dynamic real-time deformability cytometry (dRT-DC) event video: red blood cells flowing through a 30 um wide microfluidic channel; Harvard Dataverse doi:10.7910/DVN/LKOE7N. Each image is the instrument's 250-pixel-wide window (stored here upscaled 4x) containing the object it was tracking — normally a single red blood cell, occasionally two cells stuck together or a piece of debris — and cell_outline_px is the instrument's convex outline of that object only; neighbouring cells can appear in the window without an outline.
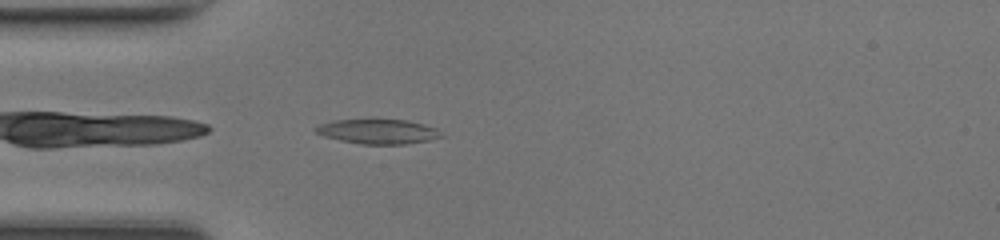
{"species": "common noctule bat (a hibernating species)", "species_latin": "Nyctalus noctula", "temperature_condition": "room temperature", "stored_images_in_passage": 35, "camera_frame_rate_fps": 3000, "um_per_image_px": 0.085, "animal": {"sex": "female", "body_mass_g": 17.0, "forearm_length_mm": 48.0}, "frame": {"image": 1, "passage_image": 1, "time_ms": 0.0, "image_size_px": [1000, 240], "cell_outline_px": [[444, 136], [428, 140], [404, 144], [360, 144], [340, 140], [324, 136], [316, 132], [312, 128], [320, 124], [332, 120], [372, 116], [408, 120], [424, 124], [436, 128]], "centroid_in_image_um": [32.08, 11.11], "position_along_channel_um": 52.9, "area_um2": 19.02}}
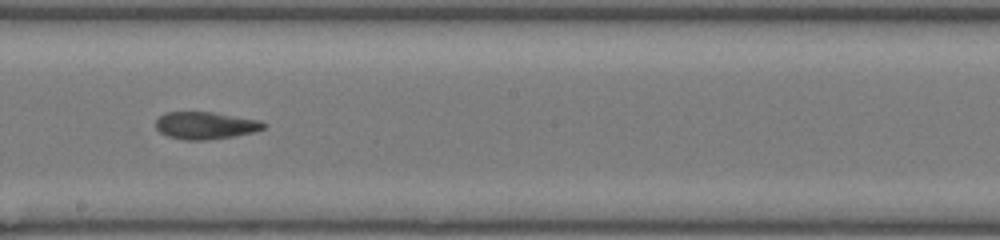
{"frame": {"image": 2, "passage_image": 14, "time_ms": 4.333, "image_size_px": [1000, 240], "cell_outline_px": [[268, 124], [264, 128], [252, 132], [232, 136], [208, 140], [184, 140], [168, 136], [160, 132], [156, 128], [156, 120], [160, 116], [168, 112], [216, 112], [260, 120]], "centroid_in_image_um": [17.48, 10.66], "position_along_channel_um": 230.7, "area_um2": 17.17}}
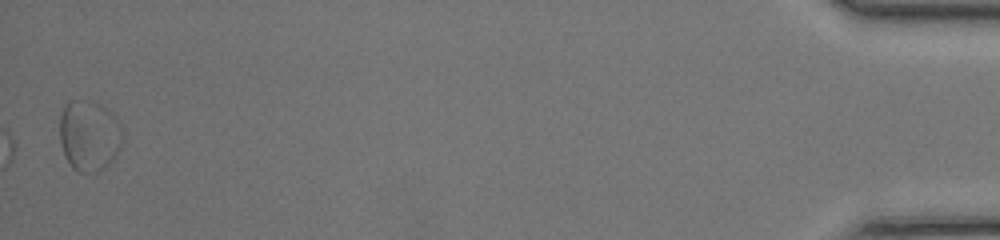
{"frame": {"image": 3, "passage_image": 35, "time_ms": 11.333, "image_size_px": [1000, 240], "cell_outline_px": [[124, 140], [116, 156], [104, 168], [96, 172], [92, 172], [88, 104], [100, 104], [112, 112], [116, 116], [120, 124], [124, 136]], "centroid_in_image_um": [8.82, 11.58], "position_along_channel_um": 426.4, "area_um2": 12.48}, "authors_computed_cell_mechanics": {"area_um2": 17.8024, "velocity_mm_per_s": 4.2669, "shape_relaxation_time_tau1_ms": 6.6622, "shape_relaxation_time_tau2_ms": null, "deformation_change_tau1": 0.1653, "deformation_change_tau2": null}}